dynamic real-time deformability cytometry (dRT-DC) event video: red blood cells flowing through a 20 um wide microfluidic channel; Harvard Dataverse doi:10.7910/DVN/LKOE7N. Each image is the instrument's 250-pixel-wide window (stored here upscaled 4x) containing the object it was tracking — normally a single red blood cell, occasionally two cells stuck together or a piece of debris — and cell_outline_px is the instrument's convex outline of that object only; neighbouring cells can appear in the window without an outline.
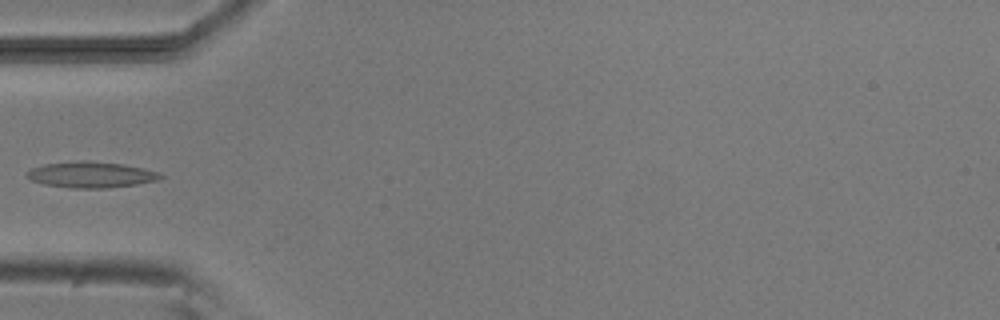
{"species": "common noctule bat (a hibernating species)", "species_latin": "Nyctalus noctula", "temperature_condition": "room temperature", "stored_images_in_passage": 3, "camera_frame_rate_fps": 3000, "um_per_image_px": 0.085, "animal": {"sex": "male", "body_mass_g": 20.5, "forearm_length_mm": 52.5}, "frame": {"image": 1, "passage_image": 3, "time_ms": 2.333, "image_size_px": [1000, 320], "cell_outline_px": [[164, 176], [160, 180], [136, 184], [104, 188], [72, 188], [44, 184], [32, 180], [24, 176], [32, 168], [44, 164], [84, 160], [124, 164], [144, 168], [156, 172]], "centroid_in_image_um": [7.74, 14.84], "position_along_channel_um": 77.3, "area_um2": 20.11}}